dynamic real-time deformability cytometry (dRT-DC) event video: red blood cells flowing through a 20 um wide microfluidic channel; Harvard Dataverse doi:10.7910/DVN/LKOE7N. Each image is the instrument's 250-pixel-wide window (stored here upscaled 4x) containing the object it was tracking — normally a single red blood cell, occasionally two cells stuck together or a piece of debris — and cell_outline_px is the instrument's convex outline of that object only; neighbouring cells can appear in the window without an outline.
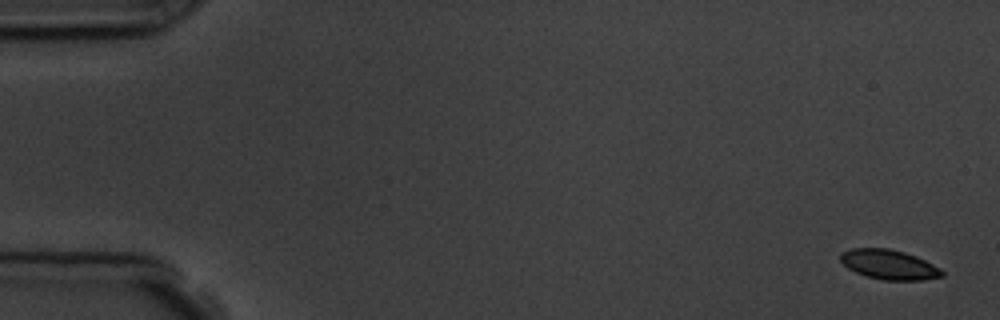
{"species": "common noctule bat (a hibernating species)", "species_latin": "Nyctalus noctula", "temperature_condition": "room temperature", "stored_images_in_passage": 6, "camera_frame_rate_fps": 3000, "um_per_image_px": 0.085, "animal": {"sex": "male", "body_mass_g": 19.5, "forearm_length_mm": 54.6}, "frame": {"image": 1, "passage_image": 1, "time_ms": 0.0, "image_size_px": [1000, 320], "cell_outline_px": [[944, 276], [924, 280], [884, 280], [868, 276], [856, 272], [848, 268], [840, 260], [840, 252], [852, 248], [888, 248], [904, 252], [916, 256], [940, 268], [944, 272]], "centroid_in_image_um": [75.57, 22.48], "position_along_channel_um": 9.4, "area_um2": 17.51}}